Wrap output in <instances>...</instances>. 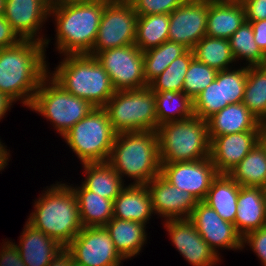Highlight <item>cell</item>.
<instances>
[{
	"instance_id": "6da1fadb",
	"label": "cell",
	"mask_w": 266,
	"mask_h": 266,
	"mask_svg": "<svg viewBox=\"0 0 266 266\" xmlns=\"http://www.w3.org/2000/svg\"><path fill=\"white\" fill-rule=\"evenodd\" d=\"M106 4L99 0H52L49 20L54 21L56 34L47 37L45 52L53 39L59 56L89 54Z\"/></svg>"
},
{
	"instance_id": "7a4b0ae2",
	"label": "cell",
	"mask_w": 266,
	"mask_h": 266,
	"mask_svg": "<svg viewBox=\"0 0 266 266\" xmlns=\"http://www.w3.org/2000/svg\"><path fill=\"white\" fill-rule=\"evenodd\" d=\"M45 46L36 40H21L0 50V93L26 109L31 106L41 81L48 75Z\"/></svg>"
},
{
	"instance_id": "3957f363",
	"label": "cell",
	"mask_w": 266,
	"mask_h": 266,
	"mask_svg": "<svg viewBox=\"0 0 266 266\" xmlns=\"http://www.w3.org/2000/svg\"><path fill=\"white\" fill-rule=\"evenodd\" d=\"M32 203L33 210L26 221L63 247L83 228L76 196L65 180L44 187Z\"/></svg>"
},
{
	"instance_id": "277c9868",
	"label": "cell",
	"mask_w": 266,
	"mask_h": 266,
	"mask_svg": "<svg viewBox=\"0 0 266 266\" xmlns=\"http://www.w3.org/2000/svg\"><path fill=\"white\" fill-rule=\"evenodd\" d=\"M107 162L126 184L146 185L161 174L156 131L116 134Z\"/></svg>"
},
{
	"instance_id": "5b68a950",
	"label": "cell",
	"mask_w": 266,
	"mask_h": 266,
	"mask_svg": "<svg viewBox=\"0 0 266 266\" xmlns=\"http://www.w3.org/2000/svg\"><path fill=\"white\" fill-rule=\"evenodd\" d=\"M60 60L54 70L48 66V75L65 91L89 101L96 108H103L115 94L109 75L95 57L63 55Z\"/></svg>"
},
{
	"instance_id": "8992f818",
	"label": "cell",
	"mask_w": 266,
	"mask_h": 266,
	"mask_svg": "<svg viewBox=\"0 0 266 266\" xmlns=\"http://www.w3.org/2000/svg\"><path fill=\"white\" fill-rule=\"evenodd\" d=\"M161 163L197 161L210 157L207 120L193 116L167 122L157 130Z\"/></svg>"
},
{
	"instance_id": "52a82bcc",
	"label": "cell",
	"mask_w": 266,
	"mask_h": 266,
	"mask_svg": "<svg viewBox=\"0 0 266 266\" xmlns=\"http://www.w3.org/2000/svg\"><path fill=\"white\" fill-rule=\"evenodd\" d=\"M95 107L87 100L65 91L49 75L40 83L29 110L41 115L59 136H63Z\"/></svg>"
},
{
	"instance_id": "ba28073f",
	"label": "cell",
	"mask_w": 266,
	"mask_h": 266,
	"mask_svg": "<svg viewBox=\"0 0 266 266\" xmlns=\"http://www.w3.org/2000/svg\"><path fill=\"white\" fill-rule=\"evenodd\" d=\"M116 134L106 110L95 107L61 138L80 164H85L108 161Z\"/></svg>"
},
{
	"instance_id": "9c48e42d",
	"label": "cell",
	"mask_w": 266,
	"mask_h": 266,
	"mask_svg": "<svg viewBox=\"0 0 266 266\" xmlns=\"http://www.w3.org/2000/svg\"><path fill=\"white\" fill-rule=\"evenodd\" d=\"M103 108L117 134L156 131L158 128L155 92L148 86L116 91Z\"/></svg>"
},
{
	"instance_id": "30bf717a",
	"label": "cell",
	"mask_w": 266,
	"mask_h": 266,
	"mask_svg": "<svg viewBox=\"0 0 266 266\" xmlns=\"http://www.w3.org/2000/svg\"><path fill=\"white\" fill-rule=\"evenodd\" d=\"M95 58L109 75L116 91L148 86L144 77L143 52L135 44L104 50Z\"/></svg>"
},
{
	"instance_id": "8fae6325",
	"label": "cell",
	"mask_w": 266,
	"mask_h": 266,
	"mask_svg": "<svg viewBox=\"0 0 266 266\" xmlns=\"http://www.w3.org/2000/svg\"><path fill=\"white\" fill-rule=\"evenodd\" d=\"M137 18L138 15L132 5L107 3L103 10L95 43L88 55L95 57L107 49L134 45Z\"/></svg>"
},
{
	"instance_id": "7c38bea8",
	"label": "cell",
	"mask_w": 266,
	"mask_h": 266,
	"mask_svg": "<svg viewBox=\"0 0 266 266\" xmlns=\"http://www.w3.org/2000/svg\"><path fill=\"white\" fill-rule=\"evenodd\" d=\"M65 248L83 266H123L126 261L105 227H83Z\"/></svg>"
},
{
	"instance_id": "4fadbf2b",
	"label": "cell",
	"mask_w": 266,
	"mask_h": 266,
	"mask_svg": "<svg viewBox=\"0 0 266 266\" xmlns=\"http://www.w3.org/2000/svg\"><path fill=\"white\" fill-rule=\"evenodd\" d=\"M189 220L219 258H222L220 250L242 251V237L234 224L222 219L203 201L197 202Z\"/></svg>"
},
{
	"instance_id": "5bb4252c",
	"label": "cell",
	"mask_w": 266,
	"mask_h": 266,
	"mask_svg": "<svg viewBox=\"0 0 266 266\" xmlns=\"http://www.w3.org/2000/svg\"><path fill=\"white\" fill-rule=\"evenodd\" d=\"M52 0H5L4 17L22 40L45 43ZM44 26V27H43Z\"/></svg>"
},
{
	"instance_id": "9a60e30c",
	"label": "cell",
	"mask_w": 266,
	"mask_h": 266,
	"mask_svg": "<svg viewBox=\"0 0 266 266\" xmlns=\"http://www.w3.org/2000/svg\"><path fill=\"white\" fill-rule=\"evenodd\" d=\"M174 248L191 266H217L222 259L199 235L189 219L166 220L161 222Z\"/></svg>"
},
{
	"instance_id": "2e32d148",
	"label": "cell",
	"mask_w": 266,
	"mask_h": 266,
	"mask_svg": "<svg viewBox=\"0 0 266 266\" xmlns=\"http://www.w3.org/2000/svg\"><path fill=\"white\" fill-rule=\"evenodd\" d=\"M218 172L210 158L197 161L161 163V175L181 191L203 201Z\"/></svg>"
},
{
	"instance_id": "e0dca14e",
	"label": "cell",
	"mask_w": 266,
	"mask_h": 266,
	"mask_svg": "<svg viewBox=\"0 0 266 266\" xmlns=\"http://www.w3.org/2000/svg\"><path fill=\"white\" fill-rule=\"evenodd\" d=\"M208 0H187L169 14L168 40L188 50L206 36Z\"/></svg>"
},
{
	"instance_id": "ac0fdd59",
	"label": "cell",
	"mask_w": 266,
	"mask_h": 266,
	"mask_svg": "<svg viewBox=\"0 0 266 266\" xmlns=\"http://www.w3.org/2000/svg\"><path fill=\"white\" fill-rule=\"evenodd\" d=\"M156 218L166 220L189 219L197 200L187 191H181L161 174L146 184Z\"/></svg>"
},
{
	"instance_id": "d6986e66",
	"label": "cell",
	"mask_w": 266,
	"mask_h": 266,
	"mask_svg": "<svg viewBox=\"0 0 266 266\" xmlns=\"http://www.w3.org/2000/svg\"><path fill=\"white\" fill-rule=\"evenodd\" d=\"M265 131H245L219 135L210 140V159L219 174L230 171L262 139Z\"/></svg>"
},
{
	"instance_id": "ffe728a7",
	"label": "cell",
	"mask_w": 266,
	"mask_h": 266,
	"mask_svg": "<svg viewBox=\"0 0 266 266\" xmlns=\"http://www.w3.org/2000/svg\"><path fill=\"white\" fill-rule=\"evenodd\" d=\"M235 229L243 238L266 226V197L261 187L240 186Z\"/></svg>"
},
{
	"instance_id": "44dd1931",
	"label": "cell",
	"mask_w": 266,
	"mask_h": 266,
	"mask_svg": "<svg viewBox=\"0 0 266 266\" xmlns=\"http://www.w3.org/2000/svg\"><path fill=\"white\" fill-rule=\"evenodd\" d=\"M209 140L219 135L245 131H266L263 125L241 102L229 104L207 119Z\"/></svg>"
},
{
	"instance_id": "7402d4cb",
	"label": "cell",
	"mask_w": 266,
	"mask_h": 266,
	"mask_svg": "<svg viewBox=\"0 0 266 266\" xmlns=\"http://www.w3.org/2000/svg\"><path fill=\"white\" fill-rule=\"evenodd\" d=\"M15 243L26 266H48L64 247L27 221Z\"/></svg>"
},
{
	"instance_id": "603a6c76",
	"label": "cell",
	"mask_w": 266,
	"mask_h": 266,
	"mask_svg": "<svg viewBox=\"0 0 266 266\" xmlns=\"http://www.w3.org/2000/svg\"><path fill=\"white\" fill-rule=\"evenodd\" d=\"M155 216L146 185L127 184L113 201V218L148 225Z\"/></svg>"
},
{
	"instance_id": "cb8c5ba5",
	"label": "cell",
	"mask_w": 266,
	"mask_h": 266,
	"mask_svg": "<svg viewBox=\"0 0 266 266\" xmlns=\"http://www.w3.org/2000/svg\"><path fill=\"white\" fill-rule=\"evenodd\" d=\"M245 21L242 4L232 0H208L206 36L229 39Z\"/></svg>"
},
{
	"instance_id": "d4e9b609",
	"label": "cell",
	"mask_w": 266,
	"mask_h": 266,
	"mask_svg": "<svg viewBox=\"0 0 266 266\" xmlns=\"http://www.w3.org/2000/svg\"><path fill=\"white\" fill-rule=\"evenodd\" d=\"M142 223L112 218L104 227L119 254L127 261L140 255L144 246L148 244V232Z\"/></svg>"
},
{
	"instance_id": "484cf974",
	"label": "cell",
	"mask_w": 266,
	"mask_h": 266,
	"mask_svg": "<svg viewBox=\"0 0 266 266\" xmlns=\"http://www.w3.org/2000/svg\"><path fill=\"white\" fill-rule=\"evenodd\" d=\"M81 167L84 181L82 178L80 183L101 197L114 201L127 185L107 161L85 163L81 164Z\"/></svg>"
},
{
	"instance_id": "4316f807",
	"label": "cell",
	"mask_w": 266,
	"mask_h": 266,
	"mask_svg": "<svg viewBox=\"0 0 266 266\" xmlns=\"http://www.w3.org/2000/svg\"><path fill=\"white\" fill-rule=\"evenodd\" d=\"M68 184L76 196L83 227H104L113 218V200L87 190L82 184Z\"/></svg>"
},
{
	"instance_id": "83f0119b",
	"label": "cell",
	"mask_w": 266,
	"mask_h": 266,
	"mask_svg": "<svg viewBox=\"0 0 266 266\" xmlns=\"http://www.w3.org/2000/svg\"><path fill=\"white\" fill-rule=\"evenodd\" d=\"M239 190L240 185L229 174H218L203 202L235 226Z\"/></svg>"
},
{
	"instance_id": "f1b7e54d",
	"label": "cell",
	"mask_w": 266,
	"mask_h": 266,
	"mask_svg": "<svg viewBox=\"0 0 266 266\" xmlns=\"http://www.w3.org/2000/svg\"><path fill=\"white\" fill-rule=\"evenodd\" d=\"M240 186L266 185V131L255 147L230 171Z\"/></svg>"
},
{
	"instance_id": "f546056e",
	"label": "cell",
	"mask_w": 266,
	"mask_h": 266,
	"mask_svg": "<svg viewBox=\"0 0 266 266\" xmlns=\"http://www.w3.org/2000/svg\"><path fill=\"white\" fill-rule=\"evenodd\" d=\"M192 51L197 61L217 71L230 69L237 65L229 39L204 36Z\"/></svg>"
},
{
	"instance_id": "4dcf8cb0",
	"label": "cell",
	"mask_w": 266,
	"mask_h": 266,
	"mask_svg": "<svg viewBox=\"0 0 266 266\" xmlns=\"http://www.w3.org/2000/svg\"><path fill=\"white\" fill-rule=\"evenodd\" d=\"M242 103L266 126V65L248 66Z\"/></svg>"
},
{
	"instance_id": "1f68e13d",
	"label": "cell",
	"mask_w": 266,
	"mask_h": 266,
	"mask_svg": "<svg viewBox=\"0 0 266 266\" xmlns=\"http://www.w3.org/2000/svg\"><path fill=\"white\" fill-rule=\"evenodd\" d=\"M158 126L194 116V103L184 92H155Z\"/></svg>"
},
{
	"instance_id": "d6a6232c",
	"label": "cell",
	"mask_w": 266,
	"mask_h": 266,
	"mask_svg": "<svg viewBox=\"0 0 266 266\" xmlns=\"http://www.w3.org/2000/svg\"><path fill=\"white\" fill-rule=\"evenodd\" d=\"M169 14L138 16L135 45L145 52L168 40Z\"/></svg>"
},
{
	"instance_id": "836d02e7",
	"label": "cell",
	"mask_w": 266,
	"mask_h": 266,
	"mask_svg": "<svg viewBox=\"0 0 266 266\" xmlns=\"http://www.w3.org/2000/svg\"><path fill=\"white\" fill-rule=\"evenodd\" d=\"M229 41L237 65H266V55L254 40L253 28L250 22L245 21L229 38Z\"/></svg>"
},
{
	"instance_id": "e575fe53",
	"label": "cell",
	"mask_w": 266,
	"mask_h": 266,
	"mask_svg": "<svg viewBox=\"0 0 266 266\" xmlns=\"http://www.w3.org/2000/svg\"><path fill=\"white\" fill-rule=\"evenodd\" d=\"M187 50L182 44L167 40L158 47L143 52L144 77L147 84Z\"/></svg>"
},
{
	"instance_id": "d590c367",
	"label": "cell",
	"mask_w": 266,
	"mask_h": 266,
	"mask_svg": "<svg viewBox=\"0 0 266 266\" xmlns=\"http://www.w3.org/2000/svg\"><path fill=\"white\" fill-rule=\"evenodd\" d=\"M194 59L192 50H187L183 55L173 60L170 65L148 87L154 92H182L186 72Z\"/></svg>"
},
{
	"instance_id": "8d00e7d4",
	"label": "cell",
	"mask_w": 266,
	"mask_h": 266,
	"mask_svg": "<svg viewBox=\"0 0 266 266\" xmlns=\"http://www.w3.org/2000/svg\"><path fill=\"white\" fill-rule=\"evenodd\" d=\"M193 103L194 115L203 120L229 105L224 102L223 70L218 71L216 79L193 100Z\"/></svg>"
},
{
	"instance_id": "74e56055",
	"label": "cell",
	"mask_w": 266,
	"mask_h": 266,
	"mask_svg": "<svg viewBox=\"0 0 266 266\" xmlns=\"http://www.w3.org/2000/svg\"><path fill=\"white\" fill-rule=\"evenodd\" d=\"M217 73V70L194 58L186 72L182 92L194 100L216 79Z\"/></svg>"
},
{
	"instance_id": "f35d334b",
	"label": "cell",
	"mask_w": 266,
	"mask_h": 266,
	"mask_svg": "<svg viewBox=\"0 0 266 266\" xmlns=\"http://www.w3.org/2000/svg\"><path fill=\"white\" fill-rule=\"evenodd\" d=\"M248 66H238L223 70L224 102L237 104L243 101L247 81Z\"/></svg>"
},
{
	"instance_id": "ab89813d",
	"label": "cell",
	"mask_w": 266,
	"mask_h": 266,
	"mask_svg": "<svg viewBox=\"0 0 266 266\" xmlns=\"http://www.w3.org/2000/svg\"><path fill=\"white\" fill-rule=\"evenodd\" d=\"M187 0H138L134 4L138 16L153 14H170Z\"/></svg>"
},
{
	"instance_id": "60d3db41",
	"label": "cell",
	"mask_w": 266,
	"mask_h": 266,
	"mask_svg": "<svg viewBox=\"0 0 266 266\" xmlns=\"http://www.w3.org/2000/svg\"><path fill=\"white\" fill-rule=\"evenodd\" d=\"M244 249H251L250 251H252L257 259H259V262H261L260 266H266V226L249 232L242 238V251Z\"/></svg>"
},
{
	"instance_id": "b9f144b4",
	"label": "cell",
	"mask_w": 266,
	"mask_h": 266,
	"mask_svg": "<svg viewBox=\"0 0 266 266\" xmlns=\"http://www.w3.org/2000/svg\"><path fill=\"white\" fill-rule=\"evenodd\" d=\"M0 244V266H26L14 240L8 238Z\"/></svg>"
},
{
	"instance_id": "7bdbcfd3",
	"label": "cell",
	"mask_w": 266,
	"mask_h": 266,
	"mask_svg": "<svg viewBox=\"0 0 266 266\" xmlns=\"http://www.w3.org/2000/svg\"><path fill=\"white\" fill-rule=\"evenodd\" d=\"M243 6L247 22L266 19V0H249Z\"/></svg>"
},
{
	"instance_id": "ee69618b",
	"label": "cell",
	"mask_w": 266,
	"mask_h": 266,
	"mask_svg": "<svg viewBox=\"0 0 266 266\" xmlns=\"http://www.w3.org/2000/svg\"><path fill=\"white\" fill-rule=\"evenodd\" d=\"M22 39L13 30L4 15L0 16V50L18 44Z\"/></svg>"
},
{
	"instance_id": "f6af8a7d",
	"label": "cell",
	"mask_w": 266,
	"mask_h": 266,
	"mask_svg": "<svg viewBox=\"0 0 266 266\" xmlns=\"http://www.w3.org/2000/svg\"><path fill=\"white\" fill-rule=\"evenodd\" d=\"M250 23L253 28L254 40L266 55V19Z\"/></svg>"
},
{
	"instance_id": "bcb514c9",
	"label": "cell",
	"mask_w": 266,
	"mask_h": 266,
	"mask_svg": "<svg viewBox=\"0 0 266 266\" xmlns=\"http://www.w3.org/2000/svg\"><path fill=\"white\" fill-rule=\"evenodd\" d=\"M72 260V254L64 247L48 266H71Z\"/></svg>"
},
{
	"instance_id": "7dc6e473",
	"label": "cell",
	"mask_w": 266,
	"mask_h": 266,
	"mask_svg": "<svg viewBox=\"0 0 266 266\" xmlns=\"http://www.w3.org/2000/svg\"><path fill=\"white\" fill-rule=\"evenodd\" d=\"M14 104H16L12 99L6 96L3 93H0V122L5 119L8 111L11 112V108H13Z\"/></svg>"
},
{
	"instance_id": "c3c4849f",
	"label": "cell",
	"mask_w": 266,
	"mask_h": 266,
	"mask_svg": "<svg viewBox=\"0 0 266 266\" xmlns=\"http://www.w3.org/2000/svg\"><path fill=\"white\" fill-rule=\"evenodd\" d=\"M8 147L5 145V142L3 143V140L0 139V172L4 171L6 166H8L9 161L12 160V155L10 154V149H7Z\"/></svg>"
},
{
	"instance_id": "681fc988",
	"label": "cell",
	"mask_w": 266,
	"mask_h": 266,
	"mask_svg": "<svg viewBox=\"0 0 266 266\" xmlns=\"http://www.w3.org/2000/svg\"><path fill=\"white\" fill-rule=\"evenodd\" d=\"M138 0H108L107 3L112 5H132L136 4Z\"/></svg>"
},
{
	"instance_id": "f907efd6",
	"label": "cell",
	"mask_w": 266,
	"mask_h": 266,
	"mask_svg": "<svg viewBox=\"0 0 266 266\" xmlns=\"http://www.w3.org/2000/svg\"><path fill=\"white\" fill-rule=\"evenodd\" d=\"M5 0H0V16L4 15Z\"/></svg>"
},
{
	"instance_id": "816d5d0a",
	"label": "cell",
	"mask_w": 266,
	"mask_h": 266,
	"mask_svg": "<svg viewBox=\"0 0 266 266\" xmlns=\"http://www.w3.org/2000/svg\"><path fill=\"white\" fill-rule=\"evenodd\" d=\"M234 2L240 3V4H244L245 2L249 1V0H232Z\"/></svg>"
},
{
	"instance_id": "f5cc1de1",
	"label": "cell",
	"mask_w": 266,
	"mask_h": 266,
	"mask_svg": "<svg viewBox=\"0 0 266 266\" xmlns=\"http://www.w3.org/2000/svg\"><path fill=\"white\" fill-rule=\"evenodd\" d=\"M71 266H83L72 260Z\"/></svg>"
},
{
	"instance_id": "db71d44e",
	"label": "cell",
	"mask_w": 266,
	"mask_h": 266,
	"mask_svg": "<svg viewBox=\"0 0 266 266\" xmlns=\"http://www.w3.org/2000/svg\"><path fill=\"white\" fill-rule=\"evenodd\" d=\"M264 189V194H265V197H266V185L263 187Z\"/></svg>"
}]
</instances>
